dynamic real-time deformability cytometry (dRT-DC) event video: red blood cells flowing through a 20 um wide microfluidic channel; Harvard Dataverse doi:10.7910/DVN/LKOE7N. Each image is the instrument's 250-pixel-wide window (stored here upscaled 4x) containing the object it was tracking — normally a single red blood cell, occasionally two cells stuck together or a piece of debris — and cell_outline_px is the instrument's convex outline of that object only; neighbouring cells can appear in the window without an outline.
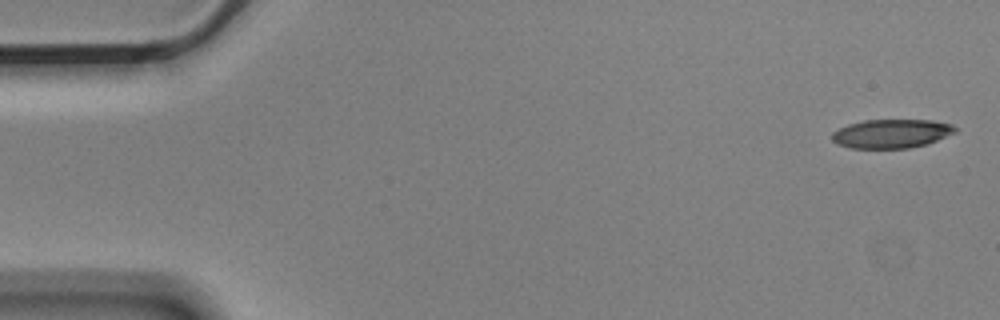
{"species": "Egyptian fruit bat (a non-hibernating species)", "species_latin": "Rousettus aegyptiacus", "temperature_condition": "cold", "stored_images_in_passage": 6, "camera_frame_rate_fps": 3000, "um_per_image_px": 0.085, "animal": {"sex": "male"}, "frame": {"image": 1, "passage_image": 1, "time_ms": 0.0, "image_size_px": [1000, 320], "cell_outline_px": [[956, 132], [936, 140], [924, 144], [908, 148], [852, 148], [836, 144], [832, 140], [832, 132], [848, 124], [864, 120], [932, 120], [952, 124], [956, 128]], "centroid_in_image_um": [75.75, 11.35], "position_along_channel_um": 9.3, "area_um2": 20.58}}